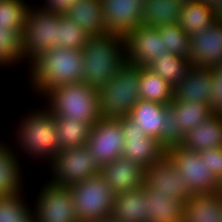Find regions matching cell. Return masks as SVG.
I'll return each mask as SVG.
<instances>
[{
	"label": "cell",
	"mask_w": 222,
	"mask_h": 222,
	"mask_svg": "<svg viewBox=\"0 0 222 222\" xmlns=\"http://www.w3.org/2000/svg\"><path fill=\"white\" fill-rule=\"evenodd\" d=\"M216 20V13L209 6L196 1L182 4L178 25L187 34H196L205 31Z\"/></svg>",
	"instance_id": "27"
},
{
	"label": "cell",
	"mask_w": 222,
	"mask_h": 222,
	"mask_svg": "<svg viewBox=\"0 0 222 222\" xmlns=\"http://www.w3.org/2000/svg\"><path fill=\"white\" fill-rule=\"evenodd\" d=\"M144 170L136 162L121 156L104 165L101 174L108 186L117 194L143 187Z\"/></svg>",
	"instance_id": "17"
},
{
	"label": "cell",
	"mask_w": 222,
	"mask_h": 222,
	"mask_svg": "<svg viewBox=\"0 0 222 222\" xmlns=\"http://www.w3.org/2000/svg\"><path fill=\"white\" fill-rule=\"evenodd\" d=\"M82 50V82L98 91L125 64V42L121 36L110 33L90 36Z\"/></svg>",
	"instance_id": "3"
},
{
	"label": "cell",
	"mask_w": 222,
	"mask_h": 222,
	"mask_svg": "<svg viewBox=\"0 0 222 222\" xmlns=\"http://www.w3.org/2000/svg\"><path fill=\"white\" fill-rule=\"evenodd\" d=\"M78 0H43L38 5L41 9L57 14H65V12Z\"/></svg>",
	"instance_id": "40"
},
{
	"label": "cell",
	"mask_w": 222,
	"mask_h": 222,
	"mask_svg": "<svg viewBox=\"0 0 222 222\" xmlns=\"http://www.w3.org/2000/svg\"><path fill=\"white\" fill-rule=\"evenodd\" d=\"M199 154L202 161H205L208 171L219 179L222 176V147L205 149Z\"/></svg>",
	"instance_id": "38"
},
{
	"label": "cell",
	"mask_w": 222,
	"mask_h": 222,
	"mask_svg": "<svg viewBox=\"0 0 222 222\" xmlns=\"http://www.w3.org/2000/svg\"><path fill=\"white\" fill-rule=\"evenodd\" d=\"M181 146L194 152L222 147V113L215 112L186 133Z\"/></svg>",
	"instance_id": "20"
},
{
	"label": "cell",
	"mask_w": 222,
	"mask_h": 222,
	"mask_svg": "<svg viewBox=\"0 0 222 222\" xmlns=\"http://www.w3.org/2000/svg\"><path fill=\"white\" fill-rule=\"evenodd\" d=\"M42 100L55 117L89 122L100 118L98 90L83 82L64 84L51 89ZM47 103V104H46Z\"/></svg>",
	"instance_id": "4"
},
{
	"label": "cell",
	"mask_w": 222,
	"mask_h": 222,
	"mask_svg": "<svg viewBox=\"0 0 222 222\" xmlns=\"http://www.w3.org/2000/svg\"><path fill=\"white\" fill-rule=\"evenodd\" d=\"M164 127L159 138V144L168 150L171 147L181 146L185 137L174 116V108L169 104L165 110Z\"/></svg>",
	"instance_id": "37"
},
{
	"label": "cell",
	"mask_w": 222,
	"mask_h": 222,
	"mask_svg": "<svg viewBox=\"0 0 222 222\" xmlns=\"http://www.w3.org/2000/svg\"><path fill=\"white\" fill-rule=\"evenodd\" d=\"M83 67V50L54 47L28 65L27 83L31 92L42 98L57 86L82 82Z\"/></svg>",
	"instance_id": "1"
},
{
	"label": "cell",
	"mask_w": 222,
	"mask_h": 222,
	"mask_svg": "<svg viewBox=\"0 0 222 222\" xmlns=\"http://www.w3.org/2000/svg\"><path fill=\"white\" fill-rule=\"evenodd\" d=\"M147 192L145 201L148 222H182L184 204L164 193L143 186Z\"/></svg>",
	"instance_id": "24"
},
{
	"label": "cell",
	"mask_w": 222,
	"mask_h": 222,
	"mask_svg": "<svg viewBox=\"0 0 222 222\" xmlns=\"http://www.w3.org/2000/svg\"><path fill=\"white\" fill-rule=\"evenodd\" d=\"M216 193L220 196L222 199V176L218 179V188L216 190Z\"/></svg>",
	"instance_id": "42"
},
{
	"label": "cell",
	"mask_w": 222,
	"mask_h": 222,
	"mask_svg": "<svg viewBox=\"0 0 222 222\" xmlns=\"http://www.w3.org/2000/svg\"><path fill=\"white\" fill-rule=\"evenodd\" d=\"M182 4H186V3H191V2H196L198 0H179Z\"/></svg>",
	"instance_id": "44"
},
{
	"label": "cell",
	"mask_w": 222,
	"mask_h": 222,
	"mask_svg": "<svg viewBox=\"0 0 222 222\" xmlns=\"http://www.w3.org/2000/svg\"><path fill=\"white\" fill-rule=\"evenodd\" d=\"M144 187L115 194L110 217L118 222H148Z\"/></svg>",
	"instance_id": "23"
},
{
	"label": "cell",
	"mask_w": 222,
	"mask_h": 222,
	"mask_svg": "<svg viewBox=\"0 0 222 222\" xmlns=\"http://www.w3.org/2000/svg\"><path fill=\"white\" fill-rule=\"evenodd\" d=\"M213 86L211 108L218 113H222V65L212 69Z\"/></svg>",
	"instance_id": "39"
},
{
	"label": "cell",
	"mask_w": 222,
	"mask_h": 222,
	"mask_svg": "<svg viewBox=\"0 0 222 222\" xmlns=\"http://www.w3.org/2000/svg\"><path fill=\"white\" fill-rule=\"evenodd\" d=\"M170 105L174 108L175 120L184 135L215 113L210 104L202 102L172 101Z\"/></svg>",
	"instance_id": "30"
},
{
	"label": "cell",
	"mask_w": 222,
	"mask_h": 222,
	"mask_svg": "<svg viewBox=\"0 0 222 222\" xmlns=\"http://www.w3.org/2000/svg\"><path fill=\"white\" fill-rule=\"evenodd\" d=\"M25 196L21 192L0 197V222H34L33 205L28 204Z\"/></svg>",
	"instance_id": "33"
},
{
	"label": "cell",
	"mask_w": 222,
	"mask_h": 222,
	"mask_svg": "<svg viewBox=\"0 0 222 222\" xmlns=\"http://www.w3.org/2000/svg\"><path fill=\"white\" fill-rule=\"evenodd\" d=\"M64 15L90 36L108 33L101 0H78Z\"/></svg>",
	"instance_id": "21"
},
{
	"label": "cell",
	"mask_w": 222,
	"mask_h": 222,
	"mask_svg": "<svg viewBox=\"0 0 222 222\" xmlns=\"http://www.w3.org/2000/svg\"><path fill=\"white\" fill-rule=\"evenodd\" d=\"M147 67L174 88L192 66L189 59L168 53L155 58Z\"/></svg>",
	"instance_id": "29"
},
{
	"label": "cell",
	"mask_w": 222,
	"mask_h": 222,
	"mask_svg": "<svg viewBox=\"0 0 222 222\" xmlns=\"http://www.w3.org/2000/svg\"><path fill=\"white\" fill-rule=\"evenodd\" d=\"M124 134L117 119L100 118L92 125L86 146L98 164L103 167L122 156L124 149Z\"/></svg>",
	"instance_id": "12"
},
{
	"label": "cell",
	"mask_w": 222,
	"mask_h": 222,
	"mask_svg": "<svg viewBox=\"0 0 222 222\" xmlns=\"http://www.w3.org/2000/svg\"><path fill=\"white\" fill-rule=\"evenodd\" d=\"M120 122L124 134V149L122 157L130 159L144 169L159 161L166 150L159 141L145 134L141 127L128 116L117 119Z\"/></svg>",
	"instance_id": "11"
},
{
	"label": "cell",
	"mask_w": 222,
	"mask_h": 222,
	"mask_svg": "<svg viewBox=\"0 0 222 222\" xmlns=\"http://www.w3.org/2000/svg\"><path fill=\"white\" fill-rule=\"evenodd\" d=\"M182 222H222V199L216 192L192 194L183 206Z\"/></svg>",
	"instance_id": "22"
},
{
	"label": "cell",
	"mask_w": 222,
	"mask_h": 222,
	"mask_svg": "<svg viewBox=\"0 0 222 222\" xmlns=\"http://www.w3.org/2000/svg\"><path fill=\"white\" fill-rule=\"evenodd\" d=\"M59 150L82 147L87 144L92 124L79 120H70L65 117H55Z\"/></svg>",
	"instance_id": "31"
},
{
	"label": "cell",
	"mask_w": 222,
	"mask_h": 222,
	"mask_svg": "<svg viewBox=\"0 0 222 222\" xmlns=\"http://www.w3.org/2000/svg\"><path fill=\"white\" fill-rule=\"evenodd\" d=\"M21 62L26 63L22 49V34L18 30L0 25V67L11 69Z\"/></svg>",
	"instance_id": "32"
},
{
	"label": "cell",
	"mask_w": 222,
	"mask_h": 222,
	"mask_svg": "<svg viewBox=\"0 0 222 222\" xmlns=\"http://www.w3.org/2000/svg\"><path fill=\"white\" fill-rule=\"evenodd\" d=\"M15 124H17L14 129L16 140L12 149L18 147L16 150L19 151L14 150L16 155L50 164L60 151L56 119L51 110L47 106L40 105L29 110V113L26 111L21 120Z\"/></svg>",
	"instance_id": "2"
},
{
	"label": "cell",
	"mask_w": 222,
	"mask_h": 222,
	"mask_svg": "<svg viewBox=\"0 0 222 222\" xmlns=\"http://www.w3.org/2000/svg\"><path fill=\"white\" fill-rule=\"evenodd\" d=\"M159 34L164 40L165 53L189 59L190 41L189 34L184 32L178 23L162 25L158 28Z\"/></svg>",
	"instance_id": "35"
},
{
	"label": "cell",
	"mask_w": 222,
	"mask_h": 222,
	"mask_svg": "<svg viewBox=\"0 0 222 222\" xmlns=\"http://www.w3.org/2000/svg\"><path fill=\"white\" fill-rule=\"evenodd\" d=\"M139 98L161 104L173 100V87L147 66L140 67Z\"/></svg>",
	"instance_id": "28"
},
{
	"label": "cell",
	"mask_w": 222,
	"mask_h": 222,
	"mask_svg": "<svg viewBox=\"0 0 222 222\" xmlns=\"http://www.w3.org/2000/svg\"><path fill=\"white\" fill-rule=\"evenodd\" d=\"M212 86V69H200L192 66L184 79L173 88L172 101H194L210 104Z\"/></svg>",
	"instance_id": "18"
},
{
	"label": "cell",
	"mask_w": 222,
	"mask_h": 222,
	"mask_svg": "<svg viewBox=\"0 0 222 222\" xmlns=\"http://www.w3.org/2000/svg\"><path fill=\"white\" fill-rule=\"evenodd\" d=\"M0 140V197L18 195L24 192L22 160L16 155L12 149V145H8ZM24 183V184H23Z\"/></svg>",
	"instance_id": "19"
},
{
	"label": "cell",
	"mask_w": 222,
	"mask_h": 222,
	"mask_svg": "<svg viewBox=\"0 0 222 222\" xmlns=\"http://www.w3.org/2000/svg\"><path fill=\"white\" fill-rule=\"evenodd\" d=\"M168 106V104L140 99L128 117L141 127L146 135L159 140L165 124V110Z\"/></svg>",
	"instance_id": "25"
},
{
	"label": "cell",
	"mask_w": 222,
	"mask_h": 222,
	"mask_svg": "<svg viewBox=\"0 0 222 222\" xmlns=\"http://www.w3.org/2000/svg\"><path fill=\"white\" fill-rule=\"evenodd\" d=\"M34 201V222H79L68 186L43 182Z\"/></svg>",
	"instance_id": "9"
},
{
	"label": "cell",
	"mask_w": 222,
	"mask_h": 222,
	"mask_svg": "<svg viewBox=\"0 0 222 222\" xmlns=\"http://www.w3.org/2000/svg\"><path fill=\"white\" fill-rule=\"evenodd\" d=\"M166 155L187 182L191 195L216 192L218 179L211 171H208V167L205 161H202L199 152L188 151L182 146H176L166 150Z\"/></svg>",
	"instance_id": "10"
},
{
	"label": "cell",
	"mask_w": 222,
	"mask_h": 222,
	"mask_svg": "<svg viewBox=\"0 0 222 222\" xmlns=\"http://www.w3.org/2000/svg\"><path fill=\"white\" fill-rule=\"evenodd\" d=\"M68 187L79 222H94L110 217L115 193L101 173Z\"/></svg>",
	"instance_id": "6"
},
{
	"label": "cell",
	"mask_w": 222,
	"mask_h": 222,
	"mask_svg": "<svg viewBox=\"0 0 222 222\" xmlns=\"http://www.w3.org/2000/svg\"><path fill=\"white\" fill-rule=\"evenodd\" d=\"M140 67L124 64L99 91V112L103 119L128 116L139 98Z\"/></svg>",
	"instance_id": "5"
},
{
	"label": "cell",
	"mask_w": 222,
	"mask_h": 222,
	"mask_svg": "<svg viewBox=\"0 0 222 222\" xmlns=\"http://www.w3.org/2000/svg\"><path fill=\"white\" fill-rule=\"evenodd\" d=\"M90 35L64 14L58 23V47L82 50Z\"/></svg>",
	"instance_id": "36"
},
{
	"label": "cell",
	"mask_w": 222,
	"mask_h": 222,
	"mask_svg": "<svg viewBox=\"0 0 222 222\" xmlns=\"http://www.w3.org/2000/svg\"><path fill=\"white\" fill-rule=\"evenodd\" d=\"M181 6L179 0H144L141 25L159 28L178 23Z\"/></svg>",
	"instance_id": "26"
},
{
	"label": "cell",
	"mask_w": 222,
	"mask_h": 222,
	"mask_svg": "<svg viewBox=\"0 0 222 222\" xmlns=\"http://www.w3.org/2000/svg\"><path fill=\"white\" fill-rule=\"evenodd\" d=\"M191 66L213 69L222 65V21L217 19L205 31L189 34Z\"/></svg>",
	"instance_id": "15"
},
{
	"label": "cell",
	"mask_w": 222,
	"mask_h": 222,
	"mask_svg": "<svg viewBox=\"0 0 222 222\" xmlns=\"http://www.w3.org/2000/svg\"><path fill=\"white\" fill-rule=\"evenodd\" d=\"M207 6H209L216 15L220 12L222 0H198Z\"/></svg>",
	"instance_id": "41"
},
{
	"label": "cell",
	"mask_w": 222,
	"mask_h": 222,
	"mask_svg": "<svg viewBox=\"0 0 222 222\" xmlns=\"http://www.w3.org/2000/svg\"><path fill=\"white\" fill-rule=\"evenodd\" d=\"M144 185L154 193H164L185 204L191 197L187 182L165 154L159 161L144 170Z\"/></svg>",
	"instance_id": "13"
},
{
	"label": "cell",
	"mask_w": 222,
	"mask_h": 222,
	"mask_svg": "<svg viewBox=\"0 0 222 222\" xmlns=\"http://www.w3.org/2000/svg\"><path fill=\"white\" fill-rule=\"evenodd\" d=\"M124 42L125 64L131 66H148L155 58L168 54L158 28L139 25L124 37Z\"/></svg>",
	"instance_id": "14"
},
{
	"label": "cell",
	"mask_w": 222,
	"mask_h": 222,
	"mask_svg": "<svg viewBox=\"0 0 222 222\" xmlns=\"http://www.w3.org/2000/svg\"><path fill=\"white\" fill-rule=\"evenodd\" d=\"M31 5L22 33V49L26 67L40 54L58 47L60 14L44 11Z\"/></svg>",
	"instance_id": "7"
},
{
	"label": "cell",
	"mask_w": 222,
	"mask_h": 222,
	"mask_svg": "<svg viewBox=\"0 0 222 222\" xmlns=\"http://www.w3.org/2000/svg\"><path fill=\"white\" fill-rule=\"evenodd\" d=\"M108 33L125 37L141 25L144 0H101Z\"/></svg>",
	"instance_id": "16"
},
{
	"label": "cell",
	"mask_w": 222,
	"mask_h": 222,
	"mask_svg": "<svg viewBox=\"0 0 222 222\" xmlns=\"http://www.w3.org/2000/svg\"><path fill=\"white\" fill-rule=\"evenodd\" d=\"M47 166L50 169L48 181L60 186H69L102 172L86 145L60 150Z\"/></svg>",
	"instance_id": "8"
},
{
	"label": "cell",
	"mask_w": 222,
	"mask_h": 222,
	"mask_svg": "<svg viewBox=\"0 0 222 222\" xmlns=\"http://www.w3.org/2000/svg\"><path fill=\"white\" fill-rule=\"evenodd\" d=\"M29 8L26 0H0V25L22 34Z\"/></svg>",
	"instance_id": "34"
},
{
	"label": "cell",
	"mask_w": 222,
	"mask_h": 222,
	"mask_svg": "<svg viewBox=\"0 0 222 222\" xmlns=\"http://www.w3.org/2000/svg\"><path fill=\"white\" fill-rule=\"evenodd\" d=\"M94 222H118V221L112 219L111 217H108L106 219H100V220H97V221H94Z\"/></svg>",
	"instance_id": "43"
}]
</instances>
